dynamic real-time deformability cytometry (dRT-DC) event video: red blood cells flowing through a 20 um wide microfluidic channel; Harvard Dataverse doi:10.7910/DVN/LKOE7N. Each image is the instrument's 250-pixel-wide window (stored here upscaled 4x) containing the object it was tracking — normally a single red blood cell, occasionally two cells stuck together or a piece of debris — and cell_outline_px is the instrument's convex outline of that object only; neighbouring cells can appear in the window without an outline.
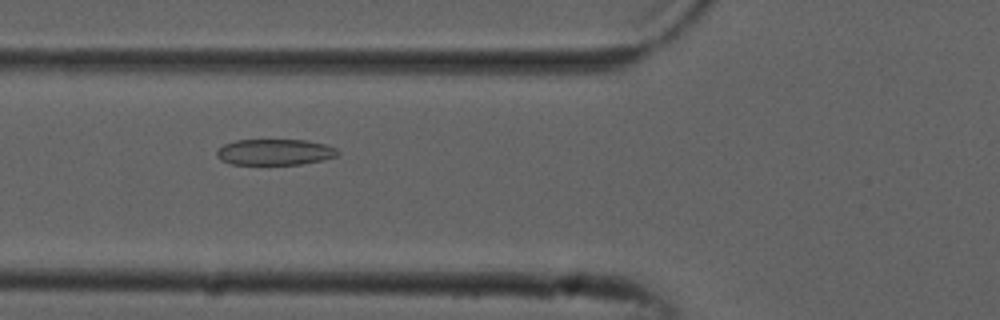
{"species": "common noctule bat (a hibernating species)", "species_latin": "Nyctalus noctula", "temperature_condition": "cold", "stored_images_in_passage": 45, "camera_frame_rate_fps": 3000, "um_per_image_px": 0.085, "animal": {"sex": "male", "forearm_length_mm": 52.5}, "frame": {"image": 1, "passage_image": 11, "time_ms": 3.333, "image_size_px": [1000, 320], "cell_outline_px": [[340, 156], [300, 164], [232, 164], [220, 160], [216, 156], [216, 152], [224, 144], [236, 140], [308, 140], [324, 144], [336, 148], [340, 152]], "centroid_in_image_um": [23.38, 12.92], "position_along_channel_um": 102.4, "area_um2": 18.32}}
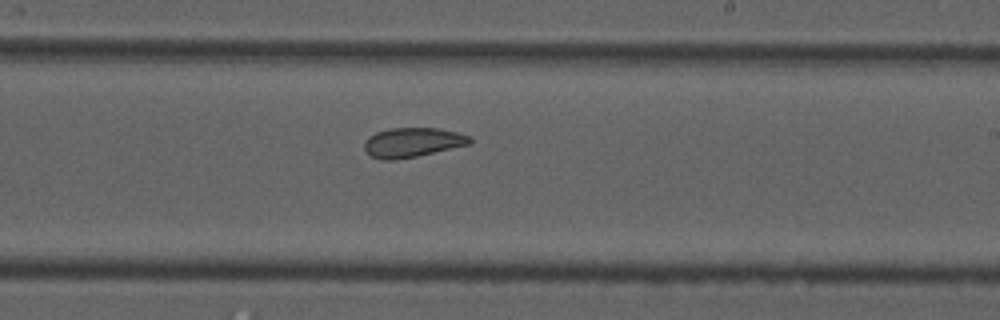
{"frame": {"image": 2, "passage_image": 23, "time_ms": 7.333, "image_size_px": [1000, 320], "cell_outline_px": [[472, 144], [416, 156], [396, 160], [384, 160], [372, 156], [364, 148], [364, 140], [368, 136], [376, 132], [388, 128], [440, 128], [472, 136]], "centroid_in_image_um": [35.08, 12.09], "position_along_channel_um": 253.9, "area_um2": 18.26}}
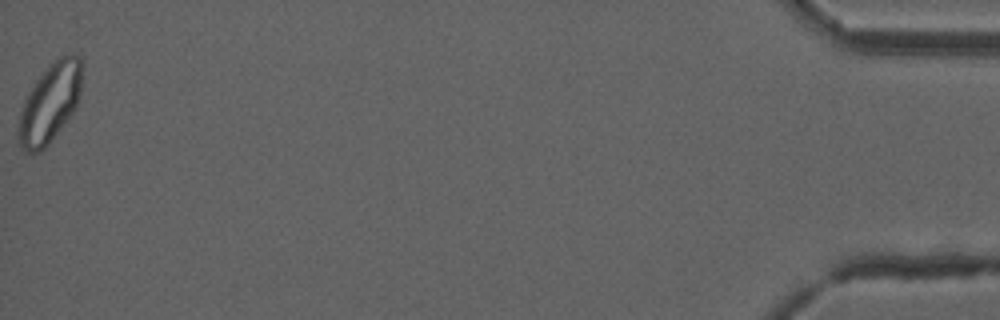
{"frame": {"image": 3, "passage_image": 45, "time_ms": 14.667, "image_size_px": [1000, 320], "cell_outline_px": [[84, 64], [80, 96], [76, 108], [48, 144], [40, 152], [24, 152], [16, 140], [20, 112], [24, 100], [28, 92], [36, 80], [60, 56], [72, 52], [76, 52], [84, 60]], "centroid_in_image_um": [4.27, 8.73], "position_along_channel_um": 430.9, "area_um2": 29.65}, "authors_computed_cell_mechanics": {"area_um2": 20.5768, "velocity_mm_per_s": 3.7798, "shape_relaxation_time_tau1_ms": null, "shape_relaxation_time_tau2_ms": 3.1626, "deformation_change_tau1": null, "deformation_change_tau2": 0.0794}}